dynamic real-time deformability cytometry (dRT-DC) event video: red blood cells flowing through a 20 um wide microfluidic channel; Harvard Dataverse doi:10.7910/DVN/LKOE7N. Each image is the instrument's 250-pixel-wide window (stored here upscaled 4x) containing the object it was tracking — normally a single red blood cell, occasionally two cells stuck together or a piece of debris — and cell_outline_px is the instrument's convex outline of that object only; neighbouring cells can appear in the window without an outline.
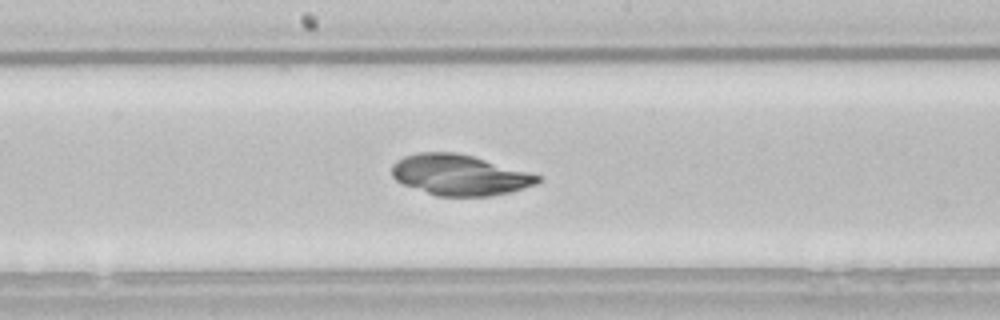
{"species": "common noctule bat (a hibernating species)", "species_latin": "Nyctalus noctula", "temperature_condition": "room temperature", "stored_images_in_passage": 52, "camera_frame_rate_fps": 3000, "um_per_image_px": 0.085, "animal": {"sex": "male", "body_mass_g": 21.5, "forearm_length_mm": 52.0}, "frame": {"image": 1, "passage_image": 27, "time_ms": 8.667, "image_size_px": [1000, 320], "cell_outline_px": [[540, 180], [536, 184], [508, 192], [488, 196], [436, 196], [404, 184], [396, 180], [392, 176], [392, 164], [396, 160], [404, 156], [420, 152], [456, 152], [472, 156], [540, 176]], "centroid_in_image_um": [39.0, 14.87], "position_along_channel_um": 209.2, "area_um2": 34.04}}